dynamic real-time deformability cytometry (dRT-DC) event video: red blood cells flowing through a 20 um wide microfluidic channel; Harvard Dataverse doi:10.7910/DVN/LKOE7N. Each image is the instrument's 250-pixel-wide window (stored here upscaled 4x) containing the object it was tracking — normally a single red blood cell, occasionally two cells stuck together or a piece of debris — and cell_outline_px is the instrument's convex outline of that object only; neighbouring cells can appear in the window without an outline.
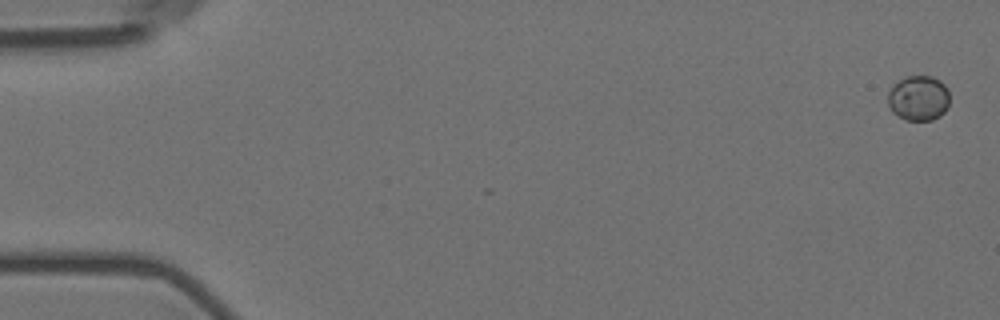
{"species": "Egyptian fruit bat (a non-hibernating species)", "species_latin": "Rousettus aegyptiacus", "temperature_condition": "room temperature", "stored_images_in_passage": 2, "camera_frame_rate_fps": 3000, "um_per_image_px": 0.085, "animal": {"sex": "female"}, "frame": {"image": 1, "passage_image": 1, "time_ms": 0.0, "image_size_px": [1000, 320], "cell_outline_px": [[948, 104], [944, 112], [940, 116], [932, 120], [904, 120], [892, 112], [888, 104], [888, 92], [892, 84], [904, 76], [932, 76], [940, 80], [948, 88]], "centroid_in_image_um": [78.05, 8.33], "position_along_channel_um": 6.9, "area_um2": 16.47}}